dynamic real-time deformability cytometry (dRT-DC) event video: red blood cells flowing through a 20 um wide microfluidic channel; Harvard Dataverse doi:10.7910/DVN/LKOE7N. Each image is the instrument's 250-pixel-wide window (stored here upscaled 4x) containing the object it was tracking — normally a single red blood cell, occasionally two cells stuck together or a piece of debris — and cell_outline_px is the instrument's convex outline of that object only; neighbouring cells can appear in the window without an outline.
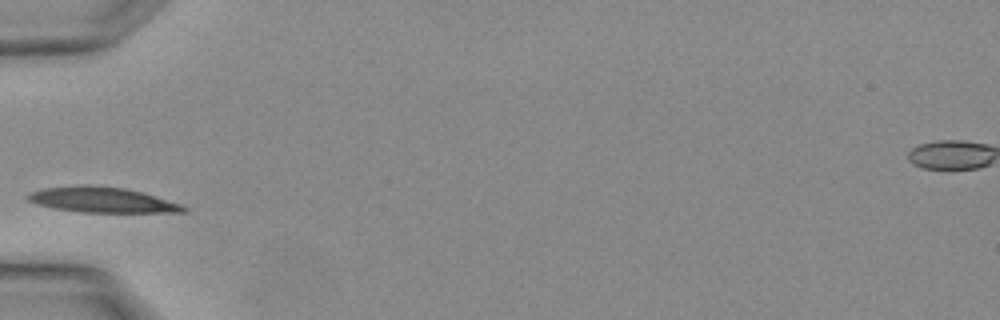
{"species": "Egyptian fruit bat (a non-hibernating species)", "species_latin": "Rousettus aegyptiacus", "temperature_condition": "warm", "stored_images_in_passage": 1, "camera_frame_rate_fps": 3000, "um_per_image_px": 0.085, "animal": {"sex": "female"}, "frame": {"image": 1, "passage_image": 1, "time_ms": 0.0, "image_size_px": [1000, 320], "cell_outline_px": [[188, 212], [80, 212], [56, 208], [36, 204], [28, 200], [24, 196], [32, 192], [44, 188], [80, 184], [92, 184], [124, 188], [144, 192], [180, 204], [188, 208]], "centroid_in_image_um": [8.67, 16.97], "position_along_channel_um": 76.3, "area_um2": 23.12}}